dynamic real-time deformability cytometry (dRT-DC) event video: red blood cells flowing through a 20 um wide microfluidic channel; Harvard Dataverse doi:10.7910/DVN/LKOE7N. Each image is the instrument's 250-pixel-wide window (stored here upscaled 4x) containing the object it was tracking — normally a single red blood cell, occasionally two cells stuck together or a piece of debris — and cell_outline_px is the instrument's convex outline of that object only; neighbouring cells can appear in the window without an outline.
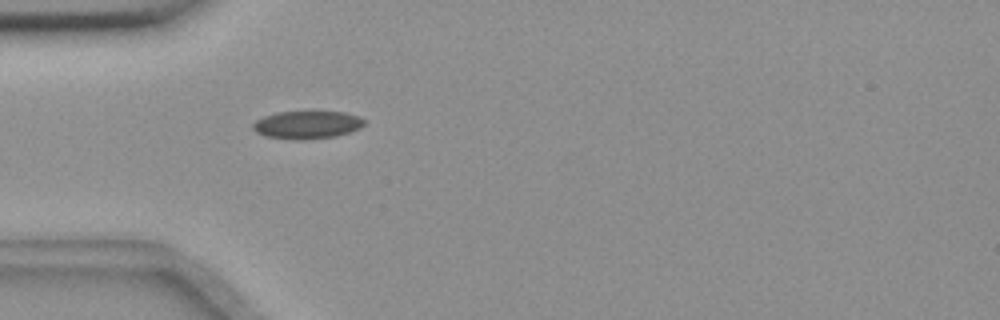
{"species": "common noctule bat (a hibernating species)", "species_latin": "Nyctalus noctula", "temperature_condition": "room temperature", "stored_images_in_passage": 40, "camera_frame_rate_fps": 3000, "um_per_image_px": 0.085, "animal": {"sex": "female", "body_mass_g": 18.4}, "frame": {"image": 1, "passage_image": 1, "time_ms": 0.0, "image_size_px": [1000, 320], "cell_outline_px": [[364, 124], [360, 128], [336, 136], [304, 140], [300, 140], [264, 136], [256, 132], [252, 128], [252, 124], [256, 120], [264, 116], [276, 112], [316, 108], [344, 112], [360, 116], [364, 120]], "centroid_in_image_um": [26.11, 10.55], "position_along_channel_um": 58.9, "area_um2": 19.02}}
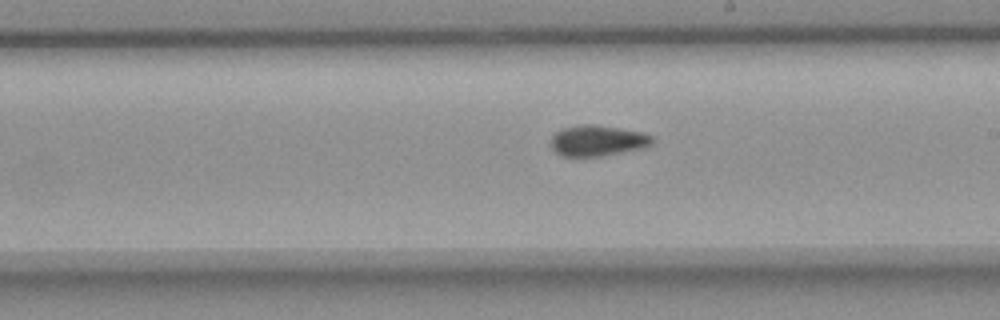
{"frame": {"image": 2, "passage_image": 16, "time_ms": 5.0, "image_size_px": [1000, 320], "cell_outline_px": [[656, 140], [652, 144], [644, 148], [600, 156], [560, 156], [552, 148], [552, 136], [560, 128], [580, 124], [592, 124], [644, 132], [652, 136]], "centroid_in_image_um": [50.81, 11.94], "position_along_channel_um": 238.2, "area_um2": 18.32}}
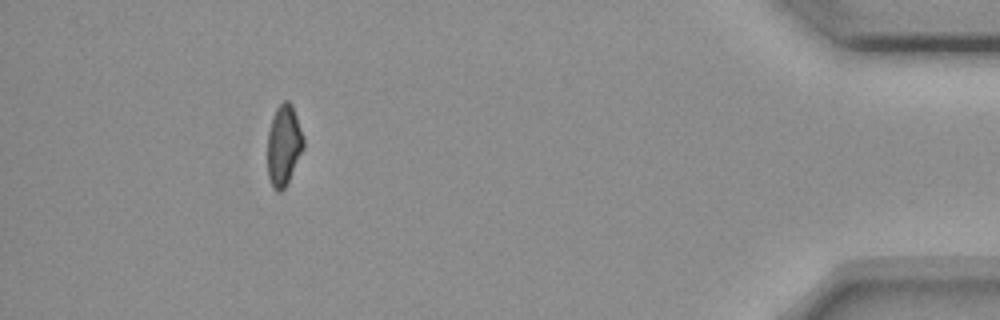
{"frame": {"image": 3, "passage_image": 35, "time_ms": 11.333, "image_size_px": [1000, 320], "cell_outline_px": [[304, 148], [284, 188], [280, 192], [272, 188], [268, 176], [268, 132], [272, 116], [276, 108], [284, 100], [288, 100], [292, 104], [304, 136]], "centroid_in_image_um": [24.12, 12.31], "position_along_channel_um": 411.1, "area_um2": 16.94}, "authors_computed_cell_mechanics": {"area_um2": 18.0336, "velocity_mm_per_s": 3.6581, "shape_relaxation_time_tau1_ms": null, "shape_relaxation_time_tau2_ms": 7.2362, "deformation_change_tau1": null, "deformation_change_tau2": 0.08}}